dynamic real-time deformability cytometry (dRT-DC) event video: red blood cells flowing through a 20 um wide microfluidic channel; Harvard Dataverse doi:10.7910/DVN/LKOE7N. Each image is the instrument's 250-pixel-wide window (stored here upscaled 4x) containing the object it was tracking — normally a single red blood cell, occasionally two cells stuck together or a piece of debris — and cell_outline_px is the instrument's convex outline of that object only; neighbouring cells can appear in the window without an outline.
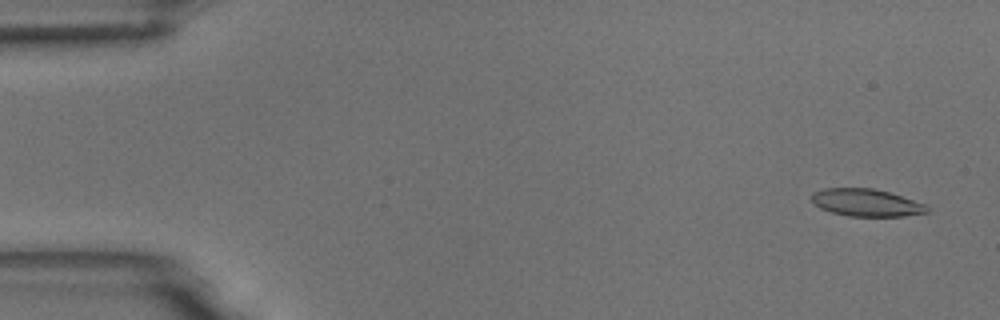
{"species": "common noctule bat (a hibernating species)", "species_latin": "Nyctalus noctula", "temperature_condition": "room temperature", "stored_images_in_passage": 51, "camera_frame_rate_fps": 3000, "um_per_image_px": 0.085, "animal": {"sex": "male", "body_mass_g": 18.8}, "frame": {"image": 1, "passage_image": 3, "time_ms": 0.667, "image_size_px": [1000, 320], "cell_outline_px": [[932, 208], [928, 212], [904, 216], [848, 216], [832, 212], [820, 208], [812, 200], [812, 192], [824, 188], [872, 188], [888, 192], [928, 204]], "centroid_in_image_um": [73.69, 17.22], "position_along_channel_um": 11.3, "area_um2": 18.5}}
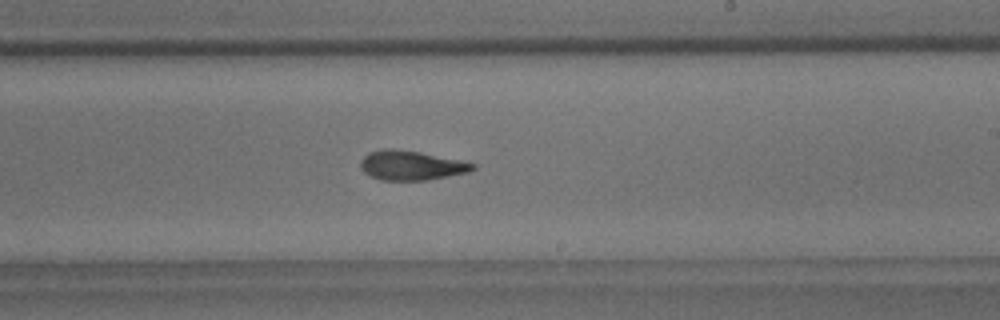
{"frame": {"image": 2, "passage_image": 33, "time_ms": 10.667, "image_size_px": [1000, 320], "cell_outline_px": [[476, 168], [468, 172], [428, 180], [380, 180], [364, 172], [360, 168], [360, 160], [368, 152], [384, 148], [388, 148], [420, 152], [460, 160], [476, 164]], "centroid_in_image_um": [34.93, 14.05], "position_along_channel_um": 254.1, "area_um2": 19.25}}
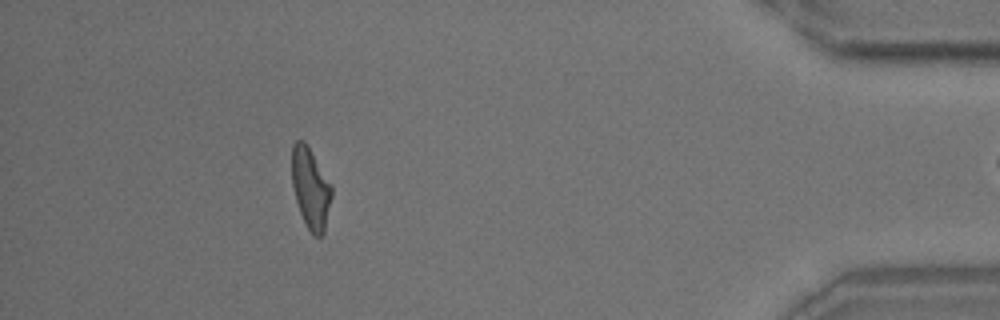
{"frame": {"image": 3, "passage_image": 50, "time_ms": 16.333, "image_size_px": [1000, 320], "cell_outline_px": [[332, 196], [324, 232], [320, 236], [316, 236], [308, 228], [300, 212], [296, 200], [292, 184], [292, 144], [296, 140], [304, 140], [332, 184]], "centroid_in_image_um": [26.41, 15.96], "position_along_channel_um": 408.8, "area_um2": 18.61}}